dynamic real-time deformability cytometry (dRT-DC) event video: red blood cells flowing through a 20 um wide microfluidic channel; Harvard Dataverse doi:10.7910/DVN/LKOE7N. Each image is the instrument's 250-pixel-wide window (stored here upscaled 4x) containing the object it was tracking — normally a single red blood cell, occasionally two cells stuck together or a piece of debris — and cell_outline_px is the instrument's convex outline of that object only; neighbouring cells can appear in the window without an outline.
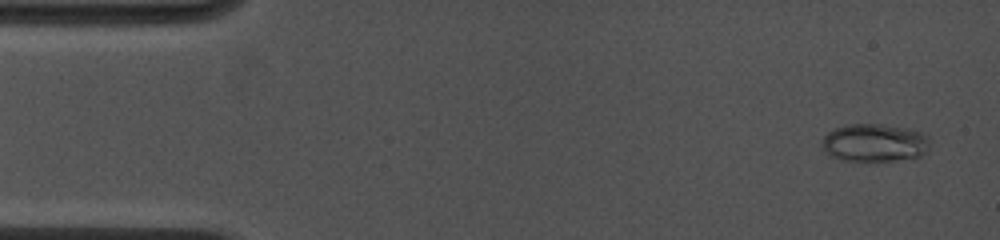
{"species": "common noctule bat (a hibernating species)", "species_latin": "Nyctalus noctula", "temperature_condition": "cold", "stored_images_in_passage": 48, "camera_frame_rate_fps": 4500, "um_per_image_px": 0.085, "animal": {"sex": "female", "body_mass_g": 19.0, "forearm_length_mm": 53.3}, "frame": {"image": 1, "passage_image": 3, "time_ms": 0.667, "image_size_px": [1000, 240], "cell_outline_px": [[928, 148], [920, 156], [892, 160], [840, 160], [828, 156], [820, 144], [820, 140], [828, 132], [836, 128], [848, 124], [876, 124], [904, 128], [924, 132], [928, 136]], "centroid_in_image_um": [74.27, 12.13], "position_along_channel_um": 10.7, "area_um2": 23.7}}
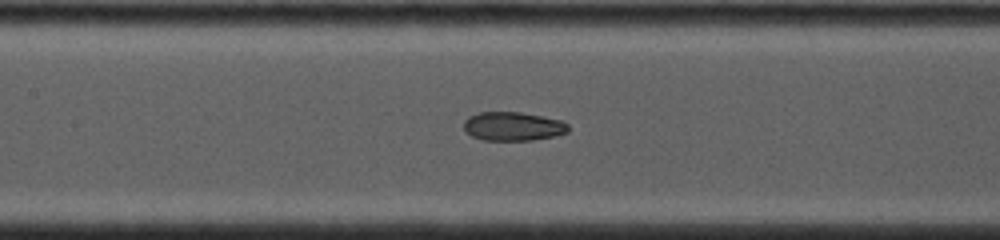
{"frame": {"image": 2, "passage_image": 23, "time_ms": 7.333, "image_size_px": [1000, 240], "cell_outline_px": [[568, 132], [552, 136], [532, 140], [484, 140], [472, 136], [464, 132], [464, 120], [468, 116], [476, 112], [520, 112], [560, 120], [568, 124]], "centroid_in_image_um": [43.54, 10.73], "position_along_channel_um": 163.9, "area_um2": 17.51}}
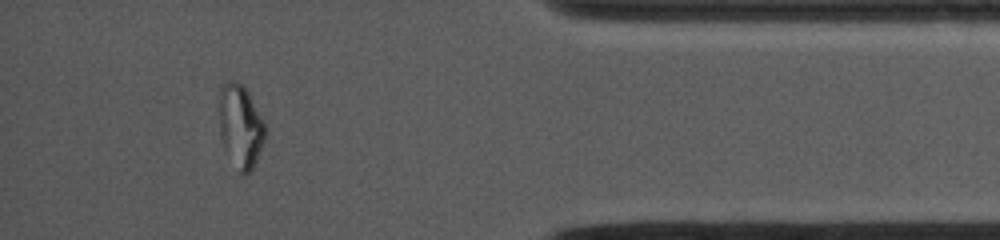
{"frame": {"image": 3, "passage_image": 43, "time_ms": 14.222, "image_size_px": [1000, 240], "cell_outline_px": [[264, 140], [256, 160], [252, 168], [244, 176], [240, 176], [220, 140], [220, 88], [228, 80], [236, 80], [244, 84], [264, 120]], "centroid_in_image_um": [20.43, 10.71], "position_along_channel_um": 414.8, "area_um2": 22.31}, "authors_computed_cell_mechanics": {"area_um2": 20.9814, "velocity_mm_per_s": 3.9841, "shape_relaxation_time_tau1_ms": null, "shape_relaxation_time_tau2_ms": 1.5965, "deformation_change_tau1": null, "deformation_change_tau2": 0.0647}}